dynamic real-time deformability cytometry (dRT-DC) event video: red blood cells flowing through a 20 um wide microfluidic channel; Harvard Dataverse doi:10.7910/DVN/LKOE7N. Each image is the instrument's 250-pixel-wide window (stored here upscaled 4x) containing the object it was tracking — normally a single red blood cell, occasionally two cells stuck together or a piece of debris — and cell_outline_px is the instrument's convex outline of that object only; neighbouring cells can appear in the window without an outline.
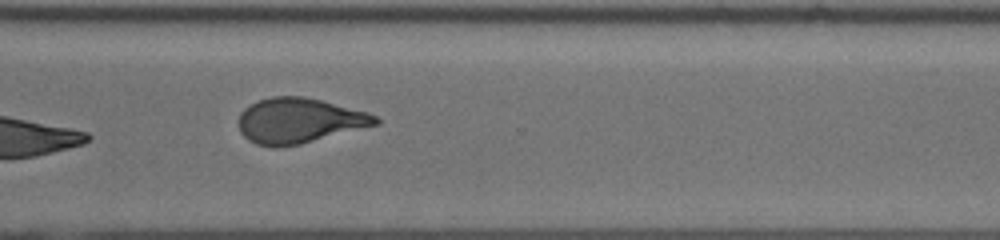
{"species": "human", "species_latin": "Homo sapiens", "temperature_condition": "cold", "stored_images_in_passage": 37, "camera_frame_rate_fps": 3000, "um_per_image_px": 0.085, "donor": {"sex": "male"}, "frame": {"image": 1, "passage_image": 25, "time_ms": 13.333, "image_size_px": [1000, 240], "cell_outline_px": [[380, 124], [300, 144], [256, 144], [248, 140], [240, 132], [240, 112], [244, 108], [256, 100], [272, 96], [304, 96], [368, 112], [376, 116], [380, 120]], "centroid_in_image_um": [25.45, 10.22], "position_along_channel_um": 345.1, "area_um2": 35.49}, "authors_computed_cell_mechanics": {"area_um2": 30.345, "velocity_mm_per_s": 4.0316, "shape_relaxation_time_tau1_ms": null, "shape_relaxation_time_tau2_ms": 9.8053, "deformation_change_tau1": null, "deformation_change_tau2": 0.1531}}